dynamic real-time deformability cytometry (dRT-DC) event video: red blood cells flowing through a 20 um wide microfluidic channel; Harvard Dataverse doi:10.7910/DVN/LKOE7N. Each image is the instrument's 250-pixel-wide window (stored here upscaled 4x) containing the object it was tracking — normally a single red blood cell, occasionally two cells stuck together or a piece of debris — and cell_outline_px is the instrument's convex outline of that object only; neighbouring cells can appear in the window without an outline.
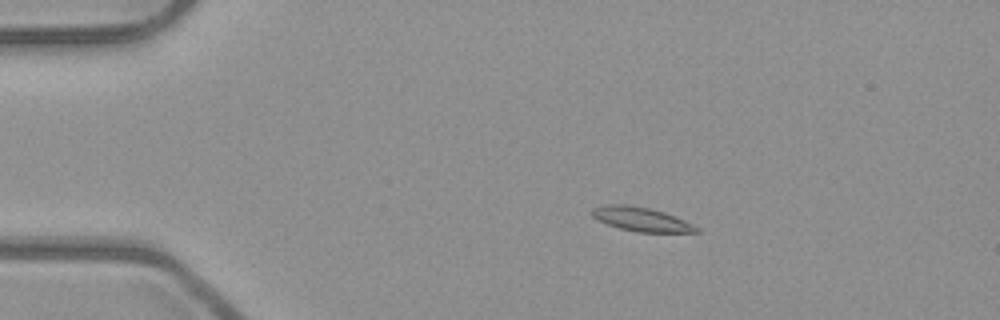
{"species": "common noctule bat (a hibernating species)", "species_latin": "Nyctalus noctula", "temperature_condition": "room temperature", "stored_images_in_passage": 5, "camera_frame_rate_fps": 3000, "um_per_image_px": 0.085, "animal": {"sex": "male", "body_mass_g": 23.1, "forearm_length_mm": 52.7}, "frame": {"image": 1, "passage_image": 3, "time_ms": 0.667, "image_size_px": [1000, 320], "cell_outline_px": [[700, 232], [640, 232], [620, 228], [596, 220], [592, 216], [592, 208], [608, 204], [624, 204], [648, 208], [664, 212], [684, 220], [700, 228]], "centroid_in_image_um": [54.5, 18.63], "position_along_channel_um": 30.5, "area_um2": 14.45}}